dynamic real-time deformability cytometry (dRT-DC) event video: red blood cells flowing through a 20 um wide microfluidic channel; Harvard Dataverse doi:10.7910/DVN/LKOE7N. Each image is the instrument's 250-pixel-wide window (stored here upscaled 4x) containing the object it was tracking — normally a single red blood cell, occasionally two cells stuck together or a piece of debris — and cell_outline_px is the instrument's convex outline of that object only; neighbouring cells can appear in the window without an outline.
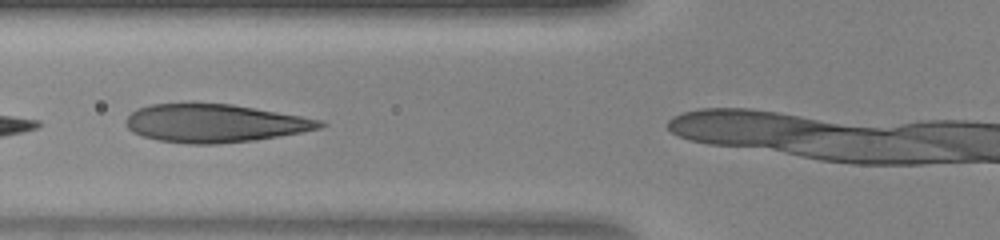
{"species": "human", "species_latin": "Homo sapiens", "temperature_condition": "warm", "stored_images_in_passage": 6, "camera_frame_rate_fps": 3000, "um_per_image_px": 0.085, "donor": {"sex": "female"}, "frame": {"image": 1, "passage_image": 4, "time_ms": 1.0, "image_size_px": [1000, 240], "cell_outline_px": [[328, 124], [320, 128], [300, 132], [256, 140], [216, 144], [188, 144], [156, 140], [132, 132], [124, 124], [128, 116], [136, 108], [152, 104], [232, 104], [300, 116], [320, 120]], "centroid_in_image_um": [18.21, 10.48], "position_along_channel_um": 107.6, "area_um2": 42.83}}